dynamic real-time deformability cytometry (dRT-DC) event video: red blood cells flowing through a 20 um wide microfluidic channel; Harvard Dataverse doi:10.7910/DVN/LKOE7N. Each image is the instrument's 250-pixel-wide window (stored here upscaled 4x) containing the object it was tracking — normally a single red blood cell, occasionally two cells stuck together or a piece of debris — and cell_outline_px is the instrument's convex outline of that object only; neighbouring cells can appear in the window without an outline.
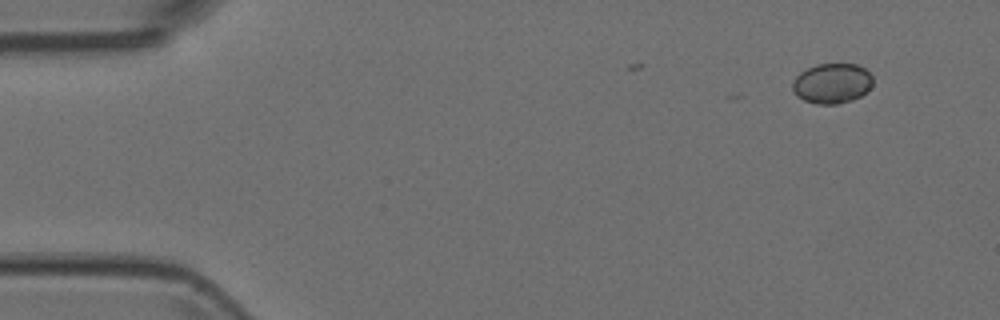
{"species": "Egyptian fruit bat (a non-hibernating species)", "species_latin": "Rousettus aegyptiacus", "temperature_condition": "room temperature", "stored_images_in_passage": 4, "camera_frame_rate_fps": 3000, "um_per_image_px": 0.085, "animal": {"sex": "female"}, "frame": {"image": 1, "passage_image": 1, "time_ms": 0.0, "image_size_px": [1000, 320], "cell_outline_px": [[872, 84], [860, 96], [852, 100], [836, 104], [816, 104], [804, 100], [796, 96], [792, 92], [792, 84], [796, 76], [800, 72], [816, 64], [856, 64], [864, 68], [872, 76]], "centroid_in_image_um": [70.68, 7.09], "position_along_channel_um": 14.3, "area_um2": 18.73}}
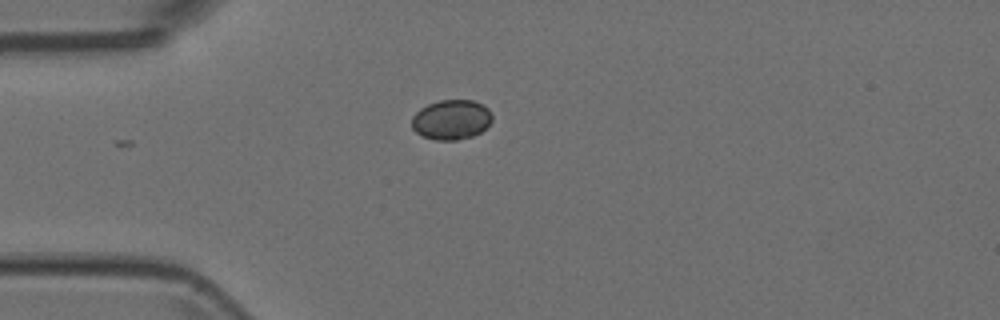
{"frame": {"image": 2, "passage_image": 4, "time_ms": 1.0, "image_size_px": [1000, 320], "cell_outline_px": [[492, 120], [480, 132], [472, 136], [456, 140], [436, 140], [424, 136], [416, 132], [412, 128], [412, 116], [420, 108], [428, 104], [440, 100], [472, 100], [484, 104], [488, 108], [492, 116]], "centroid_in_image_um": [38.36, 10.16], "position_along_channel_um": 46.6, "area_um2": 18.61}}